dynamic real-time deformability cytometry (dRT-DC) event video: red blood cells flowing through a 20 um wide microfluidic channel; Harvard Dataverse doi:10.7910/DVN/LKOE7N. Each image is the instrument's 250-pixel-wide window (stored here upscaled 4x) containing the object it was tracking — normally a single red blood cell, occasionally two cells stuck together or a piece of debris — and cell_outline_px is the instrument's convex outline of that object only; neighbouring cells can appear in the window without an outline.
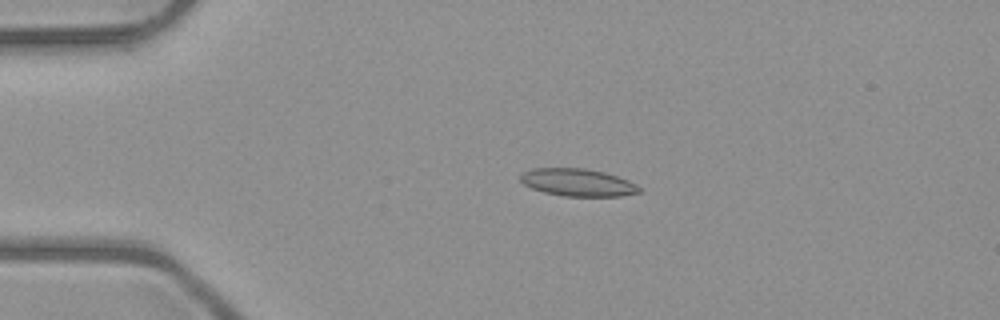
{"species": "common noctule bat (a hibernating species)", "species_latin": "Nyctalus noctula", "temperature_condition": "room temperature", "stored_images_in_passage": 52, "camera_frame_rate_fps": 3000, "um_per_image_px": 0.085, "animal": {"sex": "male", "body_mass_g": 23.1, "forearm_length_mm": 52.7}, "frame": {"image": 1, "passage_image": 12, "time_ms": 3.667, "image_size_px": [1000, 320], "cell_outline_px": [[640, 192], [620, 196], [564, 196], [544, 192], [532, 188], [524, 184], [520, 180], [520, 176], [524, 172], [532, 168], [584, 168], [604, 172], [628, 180], [636, 184], [640, 188]], "centroid_in_image_um": [49.1, 15.5], "position_along_channel_um": 35.9, "area_um2": 18.9}}
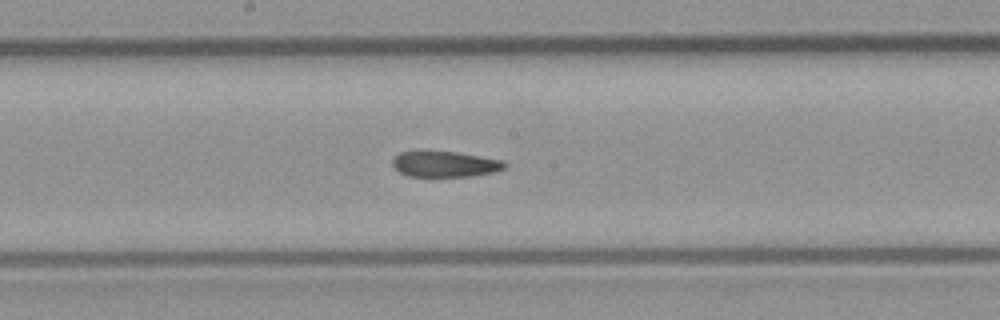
{"frame": {"image": 2, "passage_image": 28, "time_ms": 9.0, "image_size_px": [1000, 320], "cell_outline_px": [[508, 164], [504, 168], [496, 172], [472, 176], [408, 176], [400, 172], [392, 164], [392, 160], [400, 152], [456, 152], [504, 160]], "centroid_in_image_um": [37.88, 13.96], "position_along_channel_um": 210.3, "area_um2": 16.65}}
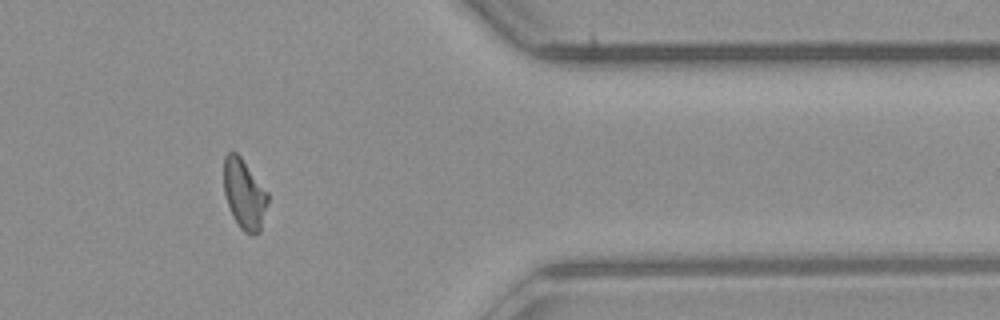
{"frame": {"image": 3, "passage_image": 43, "time_ms": 14.0, "image_size_px": [1000, 320], "cell_outline_px": [[268, 200], [260, 232], [244, 232], [240, 228], [232, 216], [224, 192], [224, 156], [228, 152], [236, 152], [240, 156], [268, 192]], "centroid_in_image_um": [20.75, 16.48], "position_along_channel_um": 390.6, "area_um2": 17.69}, "authors_computed_cell_mechanics": {"area_um2": 18.207, "velocity_mm_per_s": 4.0337, "shape_relaxation_time_tau1_ms": null, "shape_relaxation_time_tau2_ms": 4.9728, "deformation_change_tau1": null, "deformation_change_tau2": 0.1342}}